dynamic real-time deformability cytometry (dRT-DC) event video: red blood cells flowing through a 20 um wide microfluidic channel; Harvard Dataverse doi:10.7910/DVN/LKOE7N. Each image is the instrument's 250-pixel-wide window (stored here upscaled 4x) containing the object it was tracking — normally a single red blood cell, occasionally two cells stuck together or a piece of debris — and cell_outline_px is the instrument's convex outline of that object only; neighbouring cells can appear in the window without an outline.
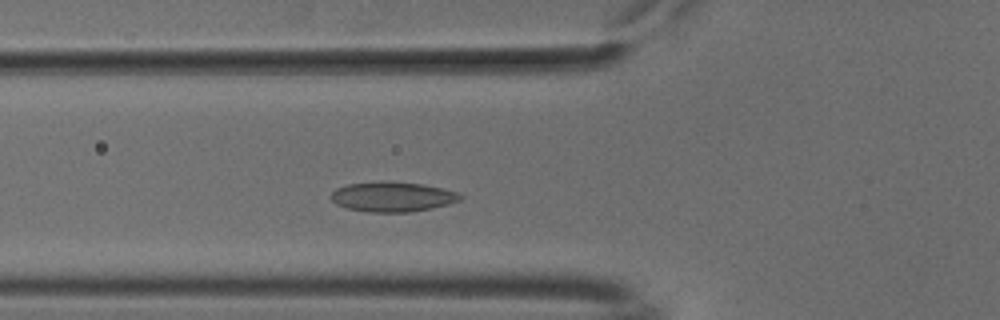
{"species": "common noctule bat (a hibernating species)", "species_latin": "Nyctalus noctula", "temperature_condition": "cold", "stored_images_in_passage": 44, "camera_frame_rate_fps": 3000, "um_per_image_px": 0.085, "animal": {"sex": "male", "body_mass_g": 18.8}, "frame": {"image": 1, "passage_image": 10, "time_ms": 3.0, "image_size_px": [1000, 320], "cell_outline_px": [[464, 196], [460, 200], [448, 204], [432, 208], [408, 212], [368, 212], [348, 208], [336, 204], [332, 200], [332, 192], [336, 188], [348, 184], [384, 180], [424, 184], [460, 192]], "centroid_in_image_um": [33.39, 16.71], "position_along_channel_um": 92.4, "area_um2": 22.72}}
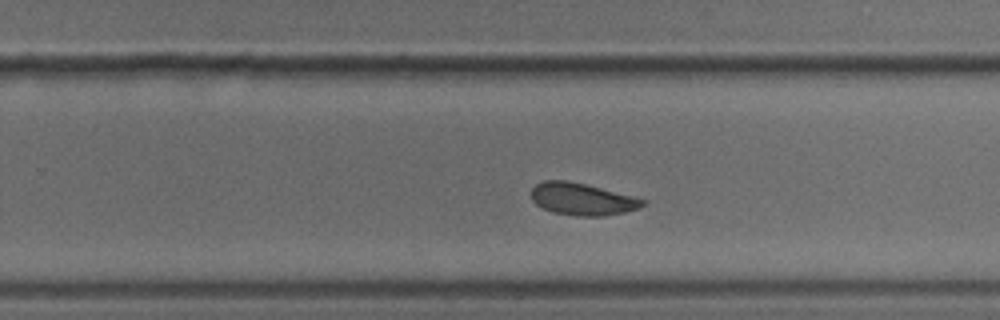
{"frame": {"image": 2, "passage_image": 25, "time_ms": 8.0, "image_size_px": [1000, 320], "cell_outline_px": [[644, 204], [640, 208], [624, 212], [604, 216], [576, 216], [552, 212], [536, 204], [532, 200], [532, 188], [536, 184], [544, 180], [568, 180], [632, 196], [644, 200]], "centroid_in_image_um": [49.45, 16.93], "position_along_channel_um": 280.4, "area_um2": 20.63}}
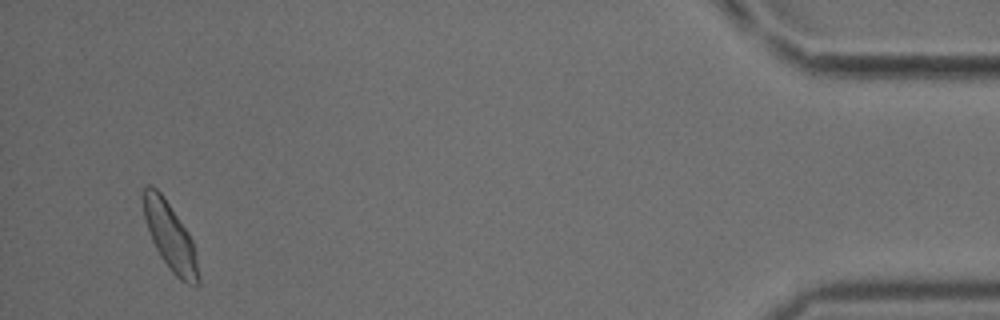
{"frame": {"image": 3, "passage_image": 42, "time_ms": 13.667, "image_size_px": [1000, 320], "cell_outline_px": [[200, 284], [188, 284], [180, 280], [172, 272], [160, 256], [152, 240], [144, 216], [140, 196], [144, 184], [152, 184], [160, 192], [188, 232], [192, 240], [196, 252], [200, 276]], "centroid_in_image_um": [14.44, 20.07], "position_along_channel_um": 420.8, "area_um2": 21.79}, "authors_computed_cell_mechanics": {"area_um2": 21.5305, "velocity_mm_per_s": 3.7533, "shape_relaxation_time_tau1_ms": 3.9117, "shape_relaxation_time_tau2_ms": 2.5545, "deformation_change_tau1": 0.0862, "deformation_change_tau2": 0.0722}}